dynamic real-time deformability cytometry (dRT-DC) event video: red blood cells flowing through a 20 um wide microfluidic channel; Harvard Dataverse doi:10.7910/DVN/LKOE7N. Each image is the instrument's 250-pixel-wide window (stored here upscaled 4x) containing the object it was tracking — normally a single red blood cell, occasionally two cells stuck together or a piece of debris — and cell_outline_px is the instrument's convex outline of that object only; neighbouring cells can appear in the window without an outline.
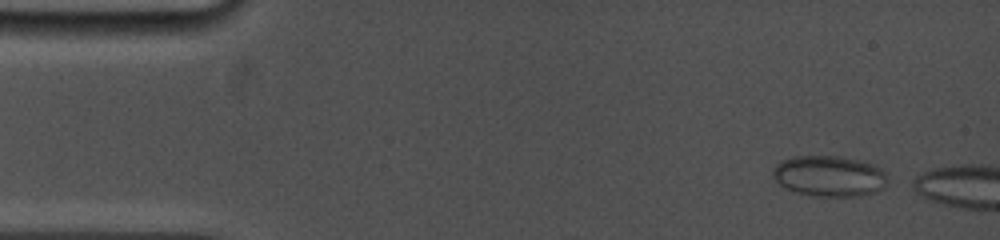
{"species": "common noctule bat (a hibernating species)", "species_latin": "Nyctalus noctula", "temperature_condition": "cold", "stored_images_in_passage": 3, "camera_frame_rate_fps": 5000, "um_per_image_px": 0.085, "animal": {"sex": "female", "body_mass_g": 19.0, "forearm_length_mm": 53.3}, "frame": {"image": 1, "passage_image": 1, "time_ms": 0.0, "image_size_px": [1000, 240], "cell_outline_px": [[888, 184], [884, 188], [876, 192], [860, 196], [808, 196], [784, 188], [772, 176], [772, 168], [780, 160], [792, 156], [840, 156], [872, 164], [880, 168], [888, 176]], "centroid_in_image_um": [70.47, 14.97], "position_along_channel_um": 14.5, "area_um2": 27.69}}